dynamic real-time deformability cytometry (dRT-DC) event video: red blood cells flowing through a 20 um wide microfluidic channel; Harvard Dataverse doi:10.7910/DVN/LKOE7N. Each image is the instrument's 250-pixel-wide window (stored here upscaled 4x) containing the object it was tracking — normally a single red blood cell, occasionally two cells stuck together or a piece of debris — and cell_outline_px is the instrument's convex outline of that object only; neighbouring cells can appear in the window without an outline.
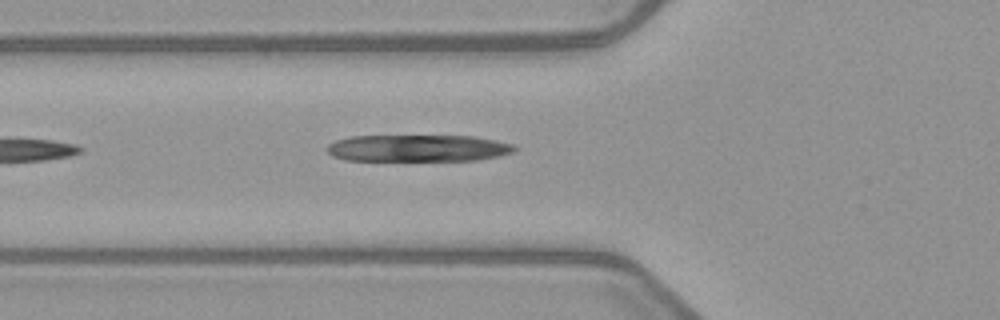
{"species": "common noctule bat (a hibernating species)", "species_latin": "Nyctalus noctula", "temperature_condition": "warm", "stored_images_in_passage": 5, "camera_frame_rate_fps": 3000, "um_per_image_px": 0.085, "animal": {"sex": "female", "body_mass_g": 21.9}, "frame": {"image": 1, "passage_image": 5, "time_ms": 6.0, "image_size_px": [1000, 320], "cell_outline_px": [[520, 148], [516, 152], [500, 156], [480, 160], [344, 160], [332, 156], [324, 148], [328, 144], [336, 140], [352, 136], [472, 136], [512, 144]], "centroid_in_image_um": [35.54, 12.6], "position_along_channel_um": 90.3, "area_um2": 29.48}}